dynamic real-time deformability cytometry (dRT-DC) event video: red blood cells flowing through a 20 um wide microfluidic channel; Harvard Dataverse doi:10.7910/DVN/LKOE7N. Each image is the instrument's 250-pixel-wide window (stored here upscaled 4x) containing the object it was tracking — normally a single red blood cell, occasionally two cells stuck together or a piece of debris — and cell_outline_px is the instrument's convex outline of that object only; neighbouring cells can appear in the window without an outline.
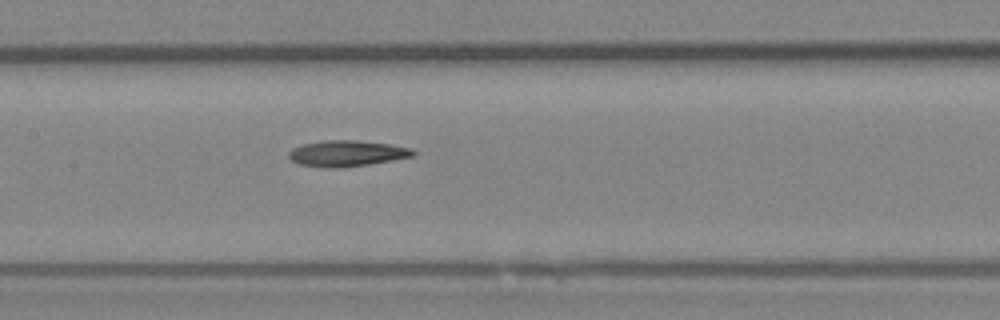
{"species": "Egyptian fruit bat (a non-hibernating species)", "species_latin": "Rousettus aegyptiacus", "temperature_condition": "room temperature", "stored_images_in_passage": 24, "camera_frame_rate_fps": 3000, "um_per_image_px": 0.085, "animal": {"sex": "female"}, "frame": {"image": 1, "passage_image": 12, "time_ms": 3.667, "image_size_px": [1000, 320], "cell_outline_px": [[416, 152], [412, 156], [392, 160], [368, 164], [340, 168], [324, 168], [300, 164], [292, 160], [288, 156], [288, 152], [292, 148], [304, 144], [324, 140], [356, 140], [388, 144], [412, 148]], "centroid_in_image_um": [29.46, 13.04], "position_along_channel_um": 177.9, "area_um2": 18.73}}
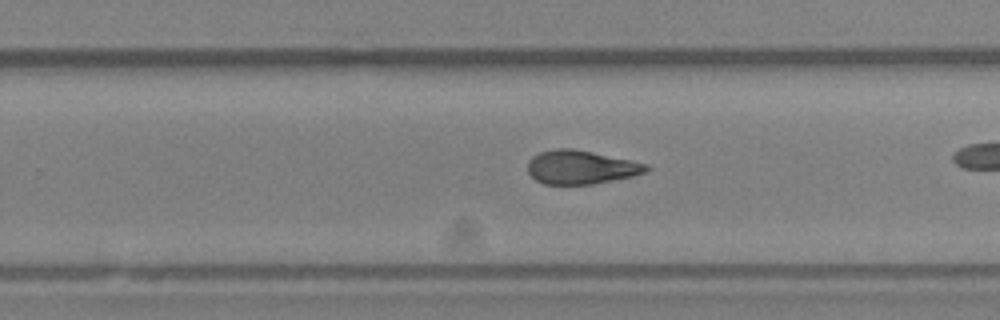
{"frame": {"image": 2, "passage_image": 17, "time_ms": 5.333, "image_size_px": [1000, 320], "cell_outline_px": [[652, 168], [644, 172], [632, 176], [592, 184], [544, 184], [536, 180], [528, 172], [528, 160], [532, 156], [540, 152], [556, 148], [572, 148], [592, 152], [648, 164]], "centroid_in_image_um": [49.35, 14.21], "position_along_channel_um": 280.4, "area_um2": 23.12}}
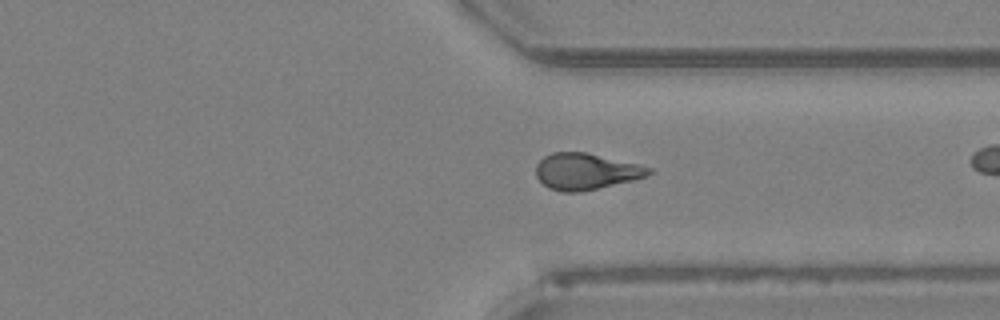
{"frame": {"image": 3, "passage_image": 23, "time_ms": 7.333, "image_size_px": [1000, 320], "cell_outline_px": [[656, 172], [648, 176], [632, 180], [580, 192], [560, 192], [548, 188], [536, 176], [536, 164], [544, 156], [552, 152], [584, 152], [640, 164], [652, 168]], "centroid_in_image_um": [49.82, 14.57], "position_along_channel_um": 361.6, "area_um2": 23.99}}